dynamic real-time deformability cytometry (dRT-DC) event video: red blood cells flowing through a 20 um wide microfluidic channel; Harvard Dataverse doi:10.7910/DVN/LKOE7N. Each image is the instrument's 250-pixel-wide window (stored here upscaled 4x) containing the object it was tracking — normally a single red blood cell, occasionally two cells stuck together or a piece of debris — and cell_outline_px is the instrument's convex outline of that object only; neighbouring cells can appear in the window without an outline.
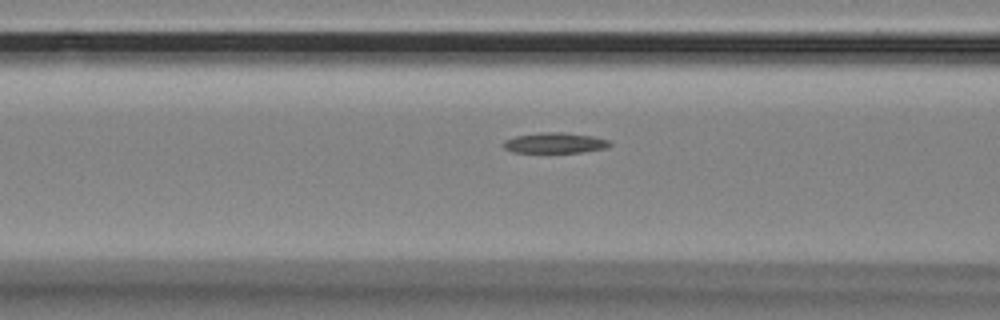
{"species": "Egyptian fruit bat (a non-hibernating species)", "species_latin": "Rousettus aegyptiacus", "temperature_condition": "room temperature", "stored_images_in_passage": 51, "camera_frame_rate_fps": 3000, "um_per_image_px": 0.085, "animal": {"sex": "female"}, "frame": {"image": 1, "passage_image": 17, "time_ms": 5.333, "image_size_px": [1000, 320], "cell_outline_px": [[612, 144], [608, 148], [580, 152], [512, 152], [504, 148], [500, 144], [504, 140], [516, 136], [540, 132], [564, 132], [592, 136], [608, 140]], "centroid_in_image_um": [47.14, 12.14], "position_along_channel_um": 119.5, "area_um2": 12.77}}
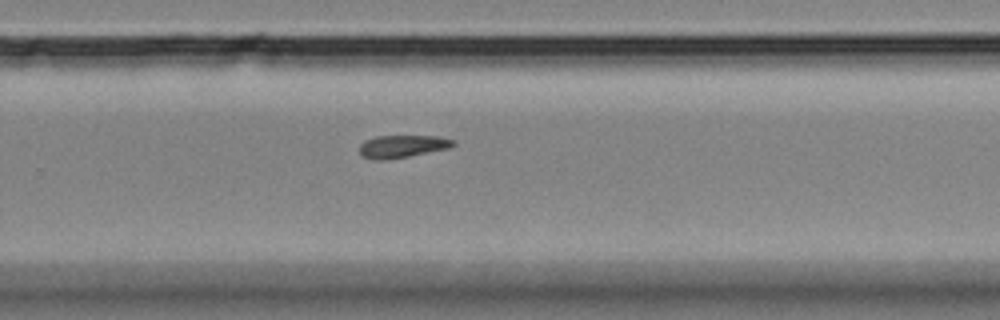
{"frame": {"image": 2, "passage_image": 32, "time_ms": 10.333, "image_size_px": [1000, 320], "cell_outline_px": [[456, 144], [448, 148], [408, 156], [384, 160], [372, 160], [360, 156], [360, 144], [364, 140], [376, 136], [440, 136], [456, 140]], "centroid_in_image_um": [34.17, 12.43], "position_along_channel_um": 295.6, "area_um2": 12.43}}
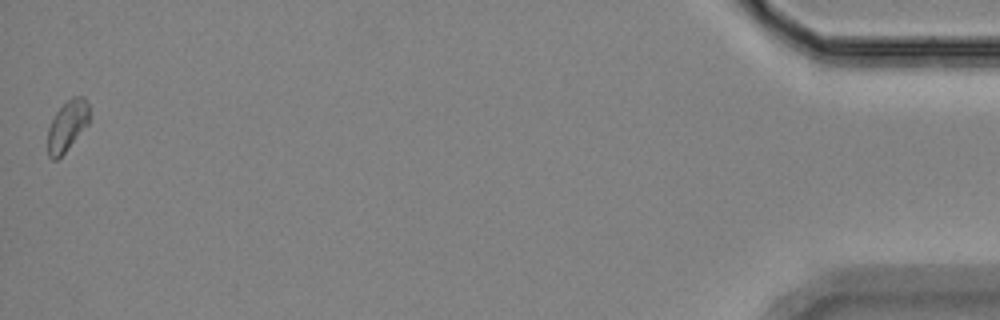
{"frame": {"image": 3, "passage_image": 51, "time_ms": 16.667, "image_size_px": [1000, 320], "cell_outline_px": [[88, 124], [64, 152], [56, 160], [52, 160], [48, 156], [48, 128], [56, 112], [72, 96], [84, 96], [88, 104]], "centroid_in_image_um": [5.7, 10.68], "position_along_channel_um": 429.5, "area_um2": 11.96}}